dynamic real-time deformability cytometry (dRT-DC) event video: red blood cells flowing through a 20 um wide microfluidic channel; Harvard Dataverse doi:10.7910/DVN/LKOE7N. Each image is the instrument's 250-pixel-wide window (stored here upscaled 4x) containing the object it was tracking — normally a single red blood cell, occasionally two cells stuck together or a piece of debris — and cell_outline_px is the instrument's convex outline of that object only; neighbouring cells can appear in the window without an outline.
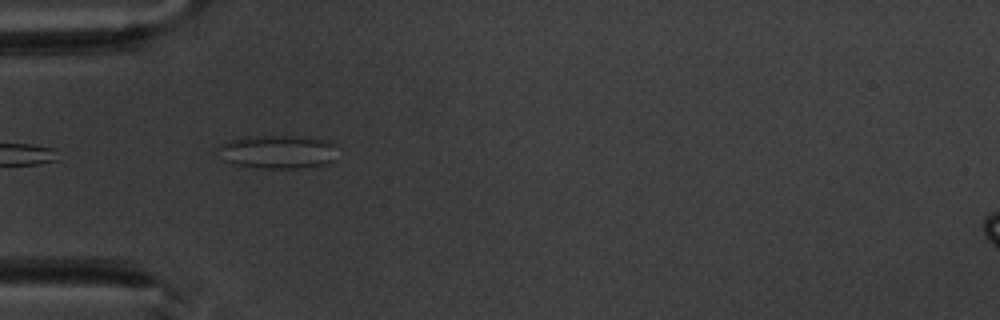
{"species": "common noctule bat (a hibernating species)", "species_latin": "Nyctalus noctula", "temperature_condition": "warm", "stored_images_in_passage": 2, "camera_frame_rate_fps": 3000, "um_per_image_px": 0.085, "animal": {"sex": "male", "body_mass_g": 20.1, "forearm_length_mm": 53.5}, "frame": {"image": 1, "passage_image": 1, "time_ms": 0.0, "image_size_px": [1000, 320], "cell_outline_px": [[336, 160], [328, 164], [296, 168], [260, 168], [232, 164], [224, 160], [216, 148], [220, 144], [232, 140], [248, 136], [292, 136], [328, 140], [336, 144]], "centroid_in_image_um": [23.64, 12.91], "position_along_channel_um": 61.4, "area_um2": 23.47}}